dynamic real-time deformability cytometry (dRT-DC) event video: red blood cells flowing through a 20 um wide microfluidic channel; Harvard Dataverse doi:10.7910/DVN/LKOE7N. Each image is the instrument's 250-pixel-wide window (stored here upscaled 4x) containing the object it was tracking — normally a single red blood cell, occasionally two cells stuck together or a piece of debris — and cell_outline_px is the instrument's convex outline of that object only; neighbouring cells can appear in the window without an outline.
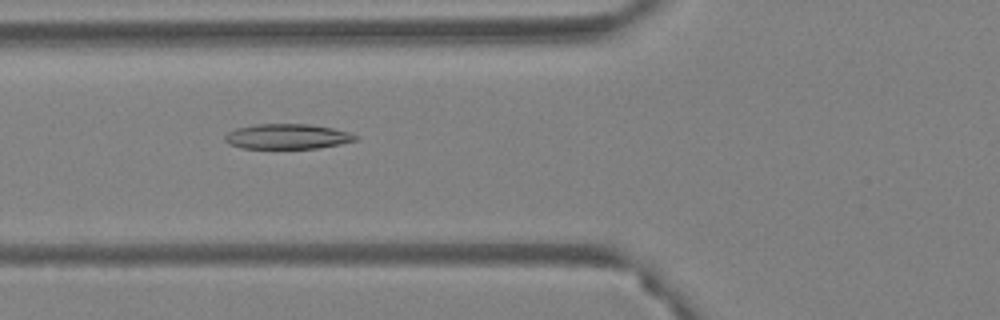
{"species": "Egyptian fruit bat (a non-hibernating species)", "species_latin": "Rousettus aegyptiacus", "temperature_condition": "warm", "stored_images_in_passage": 44, "camera_frame_rate_fps": 3000, "um_per_image_px": 0.085, "animal": {"sex": "female"}, "frame": {"image": 1, "passage_image": 12, "time_ms": 3.667, "image_size_px": [1000, 320], "cell_outline_px": [[360, 136], [356, 140], [340, 144], [320, 148], [240, 148], [228, 144], [224, 140], [224, 136], [228, 132], [236, 128], [256, 124], [308, 124], [332, 128], [348, 132]], "centroid_in_image_um": [24.41, 11.6], "position_along_channel_um": 101.4, "area_um2": 19.13}}
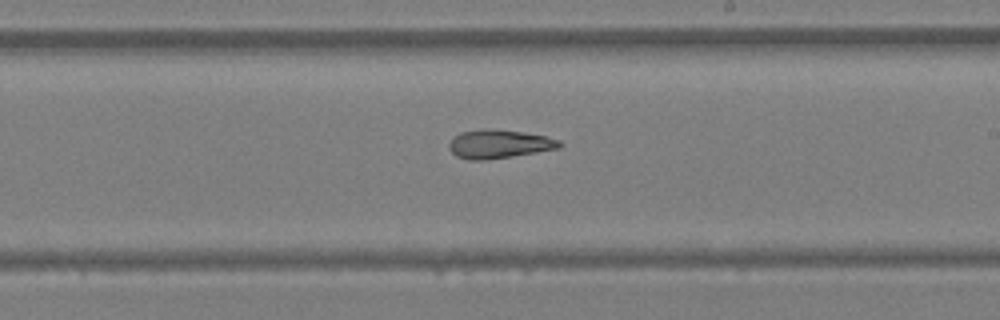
{"frame": {"image": 2, "passage_image": 24, "time_ms": 7.667, "image_size_px": [1000, 320], "cell_outline_px": [[564, 144], [560, 148], [512, 156], [484, 160], [468, 160], [456, 156], [448, 148], [448, 144], [460, 132], [484, 128], [520, 132], [548, 136], [560, 140]], "centroid_in_image_um": [42.43, 12.24], "position_along_channel_um": 246.6, "area_um2": 18.38}}
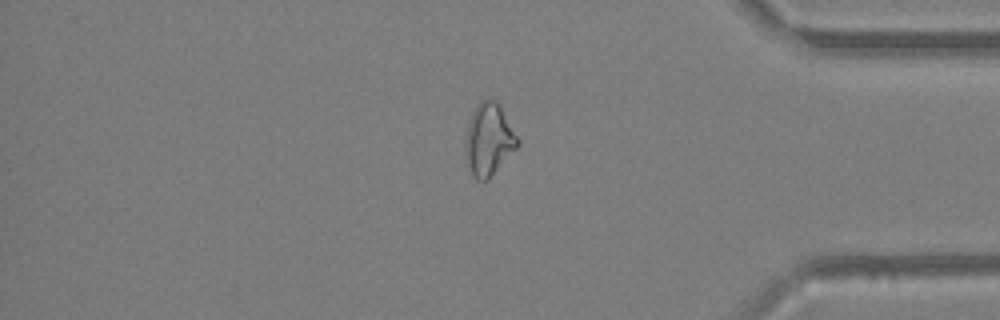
{"frame": {"image": 3, "passage_image": 38, "time_ms": 12.333, "image_size_px": [1000, 320], "cell_outline_px": [[520, 144], [488, 180], [476, 180], [472, 176], [468, 164], [464, 148], [464, 144], [468, 124], [472, 112], [480, 100], [496, 100], [500, 104], [520, 140]], "centroid_in_image_um": [41.55, 11.86], "position_along_channel_um": 393.6, "area_um2": 22.08}}